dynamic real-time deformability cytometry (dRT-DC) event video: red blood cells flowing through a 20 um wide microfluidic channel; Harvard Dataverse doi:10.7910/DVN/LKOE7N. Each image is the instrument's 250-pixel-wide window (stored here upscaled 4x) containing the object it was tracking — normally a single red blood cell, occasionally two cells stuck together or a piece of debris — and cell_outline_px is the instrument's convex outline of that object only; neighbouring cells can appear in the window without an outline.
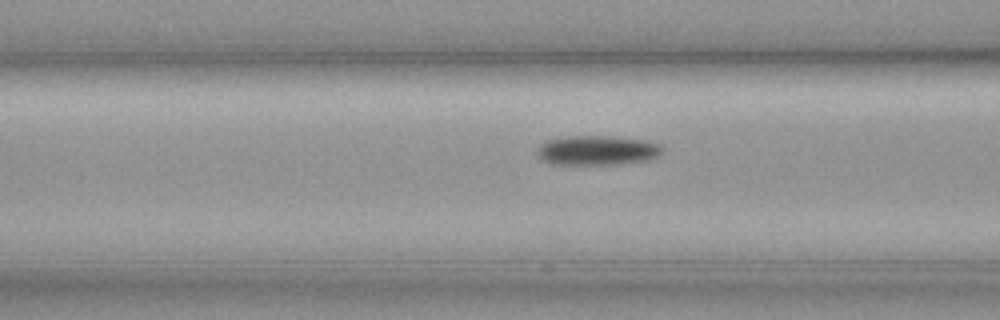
{"species": "common noctule bat (a hibernating species)", "species_latin": "Nyctalus noctula", "temperature_condition": "cold", "stored_images_in_passage": 40, "camera_frame_rate_fps": 3000, "um_per_image_px": 0.085, "animal": {"sex": "female", "body_mass_g": 19.3, "forearm_length_mm": 54.1}, "frame": {"image": 1, "passage_image": 16, "time_ms": 5.0, "image_size_px": [1000, 320], "cell_outline_px": [[664, 148], [656, 156], [648, 160], [616, 164], [556, 164], [544, 160], [540, 156], [540, 144], [548, 140], [560, 136], [604, 136], [644, 140], [660, 144]], "centroid_in_image_um": [50.79, 12.77], "position_along_channel_um": 115.8, "area_um2": 21.15}}
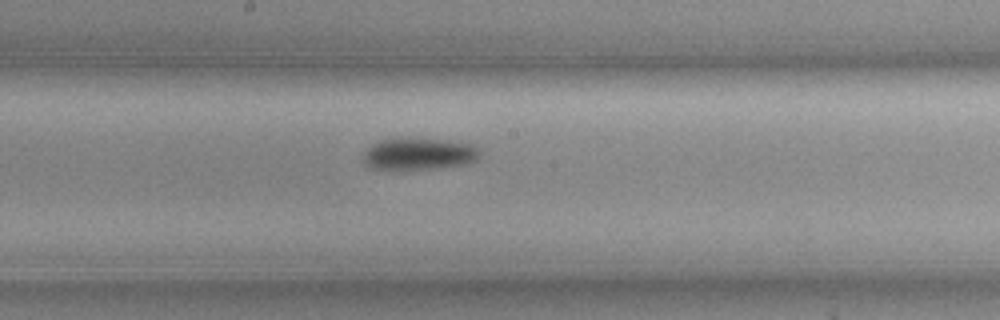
{"frame": {"image": 2, "passage_image": 24, "time_ms": 7.667, "image_size_px": [1000, 320], "cell_outline_px": [[480, 152], [476, 160], [468, 164], [432, 168], [372, 168], [364, 164], [364, 152], [372, 144], [380, 140], [444, 140], [472, 144]], "centroid_in_image_um": [35.63, 13.09], "position_along_channel_um": 212.6, "area_um2": 20.69}}
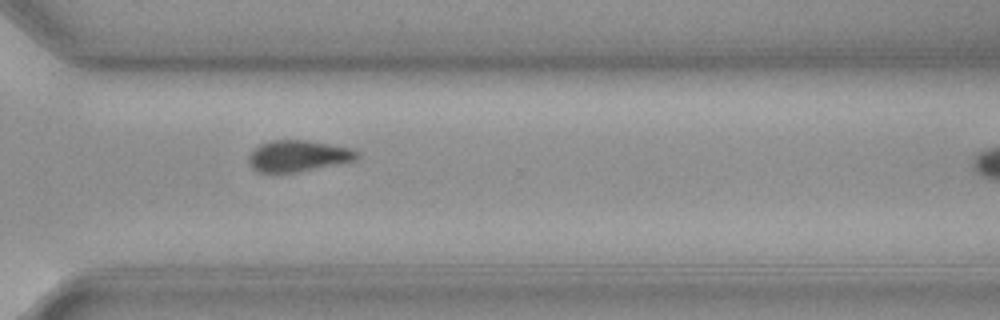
{"frame": {"image": 3, "passage_image": 35, "time_ms": 11.333, "image_size_px": [1000, 320], "cell_outline_px": [[360, 156], [356, 160], [292, 172], [260, 172], [252, 168], [248, 160], [248, 156], [252, 148], [260, 144], [272, 140], [308, 140], [352, 148], [360, 152]], "centroid_in_image_um": [25.33, 13.23], "position_along_channel_um": 345.3, "area_um2": 19.65}}